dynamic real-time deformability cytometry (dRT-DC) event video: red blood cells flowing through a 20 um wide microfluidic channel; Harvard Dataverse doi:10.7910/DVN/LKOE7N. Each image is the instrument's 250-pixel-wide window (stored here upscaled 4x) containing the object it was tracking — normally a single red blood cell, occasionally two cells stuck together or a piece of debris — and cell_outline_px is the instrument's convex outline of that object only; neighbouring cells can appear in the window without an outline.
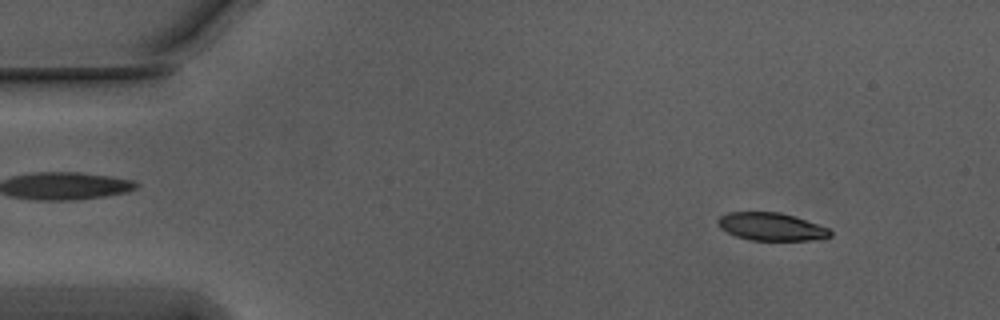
{"species": "Egyptian fruit bat (a non-hibernating species)", "species_latin": "Rousettus aegyptiacus", "temperature_condition": "warm", "stored_images_in_passage": 32, "camera_frame_rate_fps": 3000, "um_per_image_px": 0.085, "animal": {"sex": "male"}, "frame": {"image": 1, "passage_image": 6, "time_ms": 1.667, "image_size_px": [1000, 320], "cell_outline_px": [[832, 236], [808, 240], [752, 240], [736, 236], [720, 228], [716, 220], [720, 216], [728, 212], [780, 212], [828, 228], [832, 232]], "centroid_in_image_um": [65.51, 19.26], "position_along_channel_um": 19.5, "area_um2": 17.92}}
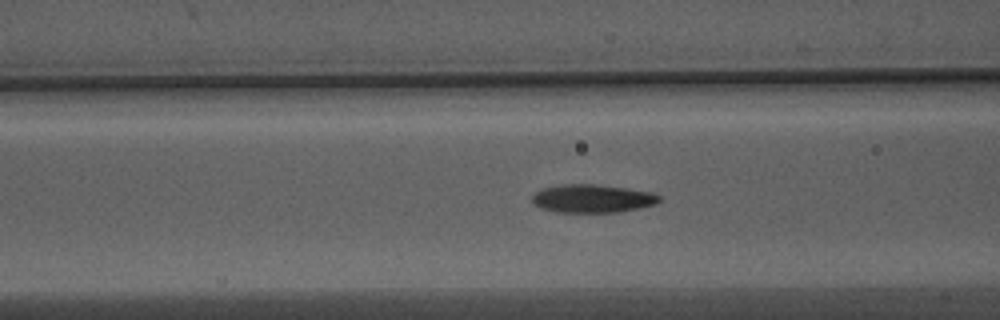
{"frame": {"image": 2, "passage_image": 21, "time_ms": 6.667, "image_size_px": [1000, 320], "cell_outline_px": [[660, 200], [656, 204], [640, 208], [620, 212], [556, 212], [540, 208], [532, 204], [532, 196], [536, 192], [544, 188], [564, 184], [596, 184], [652, 192], [660, 196]], "centroid_in_image_um": [50.35, 16.88], "position_along_channel_um": 116.3, "area_um2": 20.92}}
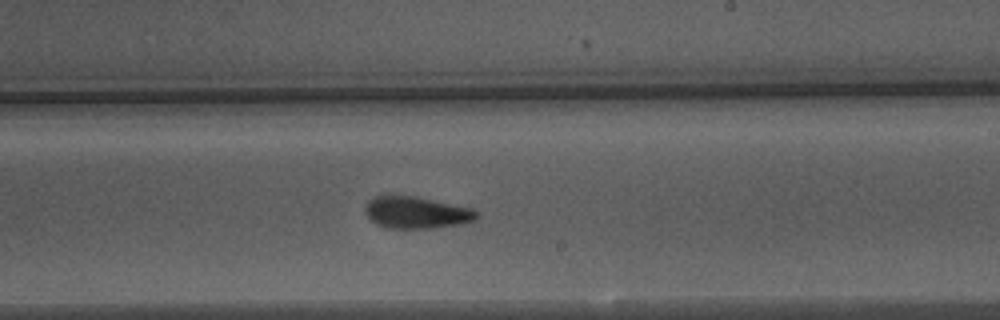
{"frame": {"image": 3, "passage_image": 32, "time_ms": 10.333, "image_size_px": [1000, 320], "cell_outline_px": [[476, 216], [472, 220], [464, 224], [432, 228], [384, 228], [376, 224], [364, 212], [364, 208], [368, 200], [376, 196], [416, 196], [472, 208], [476, 212]], "centroid_in_image_um": [35.36, 18.07], "position_along_channel_um": 253.6, "area_um2": 20.63}}